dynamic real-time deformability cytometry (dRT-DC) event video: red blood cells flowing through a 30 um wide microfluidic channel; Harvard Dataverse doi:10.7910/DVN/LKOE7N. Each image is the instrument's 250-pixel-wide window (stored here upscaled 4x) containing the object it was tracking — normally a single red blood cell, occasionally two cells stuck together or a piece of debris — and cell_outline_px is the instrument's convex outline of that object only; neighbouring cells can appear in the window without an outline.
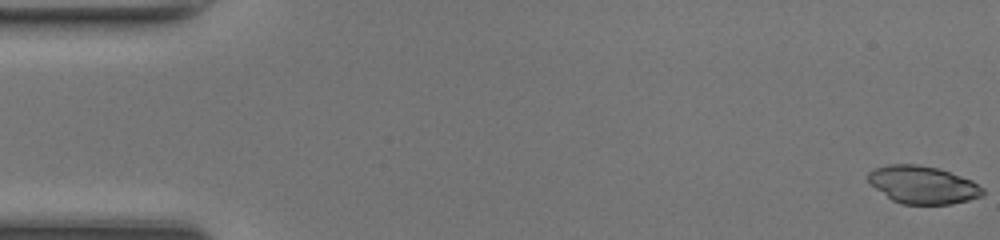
{"species": "common noctule bat (a hibernating species)", "species_latin": "Nyctalus noctula", "temperature_condition": "room temperature", "stored_images_in_passage": 48, "camera_frame_rate_fps": 3000, "um_per_image_px": 0.085, "animal": {"sex": "female", "body_mass_g": 17.0, "forearm_length_mm": 48.0}, "frame": {"image": 1, "passage_image": 1, "time_ms": 0.0, "image_size_px": [1000, 240], "cell_outline_px": [[984, 196], [952, 204], [904, 204], [892, 200], [876, 188], [868, 180], [868, 172], [876, 168], [888, 164], [916, 164], [940, 168], [972, 180], [984, 188]], "centroid_in_image_um": [78.48, 15.7], "position_along_channel_um": 6.5, "area_um2": 25.2}}
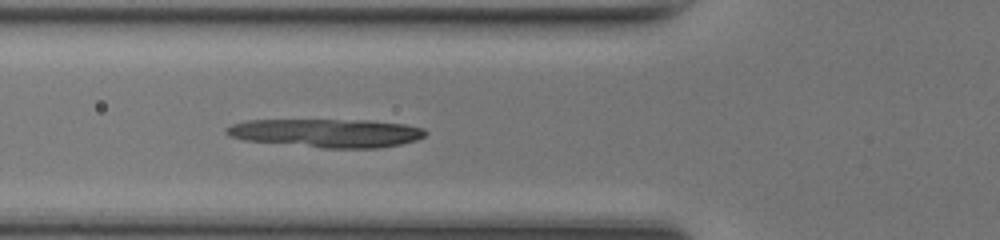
{"frame": {"image": 2, "passage_image": 18, "time_ms": 5.667, "image_size_px": [1000, 240], "cell_outline_px": [[428, 132], [424, 136], [416, 140], [400, 144], [380, 148], [324, 148], [244, 140], [228, 136], [224, 132], [224, 128], [232, 124], [248, 120], [368, 120], [404, 124], [424, 128]], "centroid_in_image_um": [27.75, 11.3], "position_along_channel_um": 98.1, "area_um2": 33.18}}
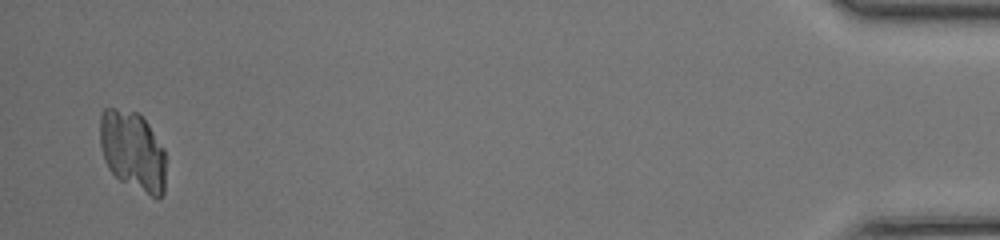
{"frame": {"image": 3, "passage_image": 47, "time_ms": 15.333, "image_size_px": [1000, 240], "cell_outline_px": [[164, 192], [160, 200], [156, 200], [120, 180], [108, 168], [104, 160], [100, 148], [100, 116], [104, 108], [116, 108], [136, 112], [148, 124], [164, 148]], "centroid_in_image_um": [11.27, 12.85], "position_along_channel_um": 423.9, "area_um2": 30.69}}